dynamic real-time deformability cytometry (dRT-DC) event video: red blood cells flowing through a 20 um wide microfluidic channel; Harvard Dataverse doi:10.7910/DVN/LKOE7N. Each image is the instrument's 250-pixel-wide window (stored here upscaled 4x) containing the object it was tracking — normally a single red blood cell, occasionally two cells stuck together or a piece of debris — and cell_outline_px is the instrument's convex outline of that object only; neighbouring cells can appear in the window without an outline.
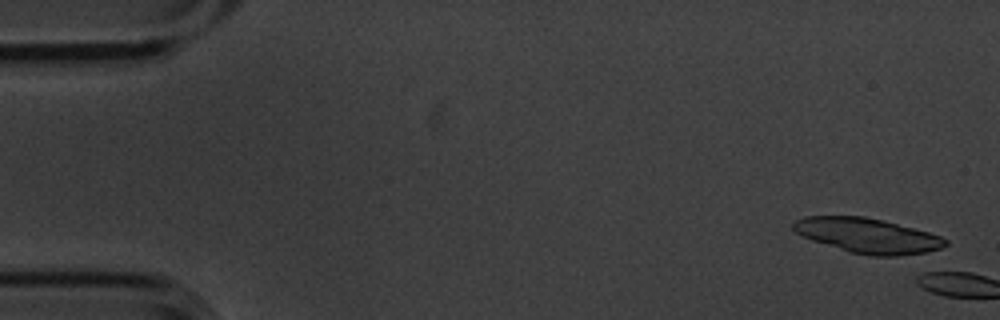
{"species": "common noctule bat (a hibernating species)", "species_latin": "Nyctalus noctula", "temperature_condition": "cold", "stored_images_in_passage": 2, "camera_frame_rate_fps": 3000, "um_per_image_px": 0.085, "animal": {"sex": "male", "body_mass_g": 20.1, "forearm_length_mm": 53.5}, "frame": {"image": 1, "passage_image": 1, "time_ms": 0.0, "image_size_px": [1000, 320], "cell_outline_px": [[948, 244], [940, 248], [924, 252], [900, 256], [868, 256], [848, 252], [812, 240], [796, 232], [792, 228], [792, 224], [796, 220], [804, 216], [864, 216], [928, 232], [940, 236], [948, 240]], "centroid_in_image_um": [73.72, 20.03], "position_along_channel_um": 11.3, "area_um2": 30.69}}